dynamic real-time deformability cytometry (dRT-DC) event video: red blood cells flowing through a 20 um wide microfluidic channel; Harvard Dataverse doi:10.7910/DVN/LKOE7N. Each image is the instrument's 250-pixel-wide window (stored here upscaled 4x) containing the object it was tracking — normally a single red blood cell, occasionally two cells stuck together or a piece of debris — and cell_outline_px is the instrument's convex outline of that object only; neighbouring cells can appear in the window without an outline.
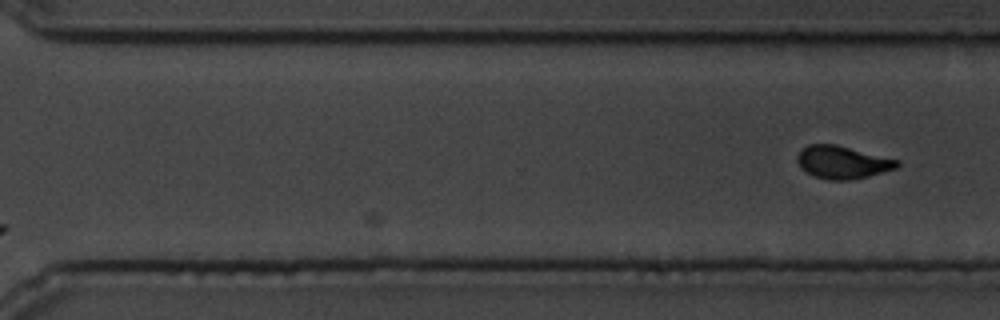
{"species": "common noctule bat (a hibernating species)", "species_latin": "Nyctalus noctula", "temperature_condition": "cold", "stored_images_in_passage": 19, "camera_frame_rate_fps": 3000, "um_per_image_px": 0.085, "animal": {"sex": "male", "body_mass_g": 19.5, "forearm_length_mm": 54.6}, "frame": {"image": 1, "passage_image": 19, "time_ms": 6.0, "image_size_px": [1000, 320], "cell_outline_px": [[900, 164], [896, 168], [868, 176], [848, 180], [828, 180], [816, 176], [800, 168], [796, 160], [796, 156], [808, 144], [836, 144], [900, 160]], "centroid_in_image_um": [71.61, 13.78], "position_along_channel_um": 299.0, "area_um2": 18.96}}